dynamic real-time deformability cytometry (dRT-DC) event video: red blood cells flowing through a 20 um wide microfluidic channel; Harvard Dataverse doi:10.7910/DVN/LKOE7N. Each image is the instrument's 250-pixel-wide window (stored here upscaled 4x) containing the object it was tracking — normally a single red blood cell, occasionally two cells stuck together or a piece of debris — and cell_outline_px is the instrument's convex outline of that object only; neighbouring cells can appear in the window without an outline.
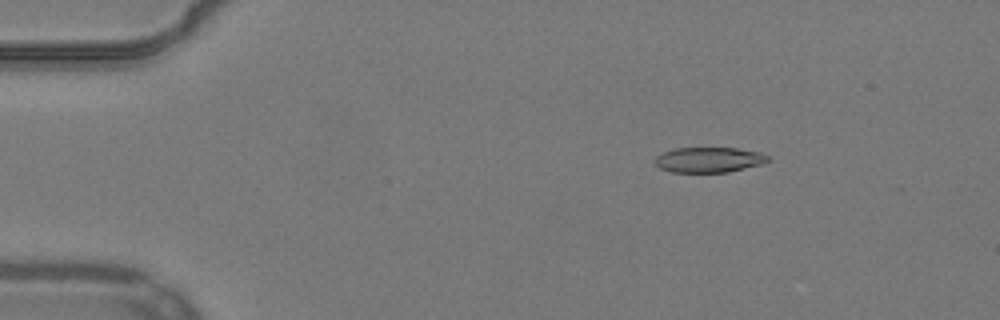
{"species": "common noctule bat (a hibernating species)", "species_latin": "Nyctalus noctula", "temperature_condition": "warm", "stored_images_in_passage": 54, "camera_frame_rate_fps": 3000, "um_per_image_px": 0.085, "animal": {"sex": "male", "body_mass_g": 19.2, "forearm_length_mm": 51.8}, "frame": {"image": 1, "passage_image": 9, "time_ms": 2.667, "image_size_px": [1000, 320], "cell_outline_px": [[772, 160], [760, 164], [728, 172], [672, 172], [660, 168], [656, 164], [656, 156], [664, 152], [676, 148], [736, 148], [760, 152], [768, 156]], "centroid_in_image_um": [60.28, 13.58], "position_along_channel_um": 24.7, "area_um2": 16.47}}
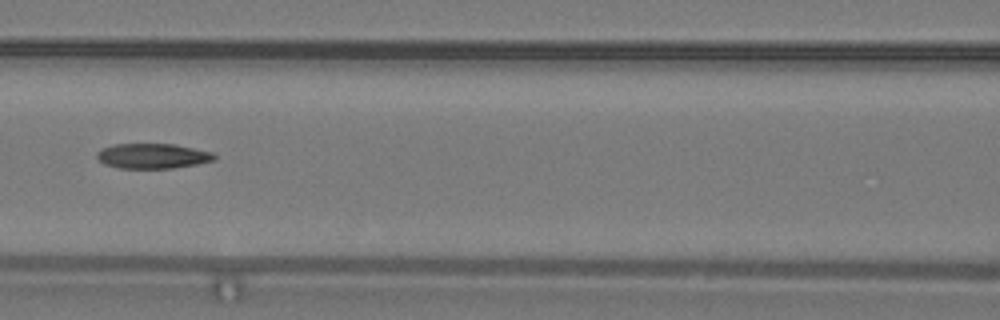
{"frame": {"image": 2, "passage_image": 25, "time_ms": 8.0, "image_size_px": [1000, 320], "cell_outline_px": [[216, 160], [196, 164], [172, 168], [120, 168], [104, 164], [96, 156], [96, 152], [100, 148], [112, 144], [176, 144], [212, 152], [216, 156]], "centroid_in_image_um": [12.95, 13.25], "position_along_channel_um": 153.6, "area_um2": 17.22}}
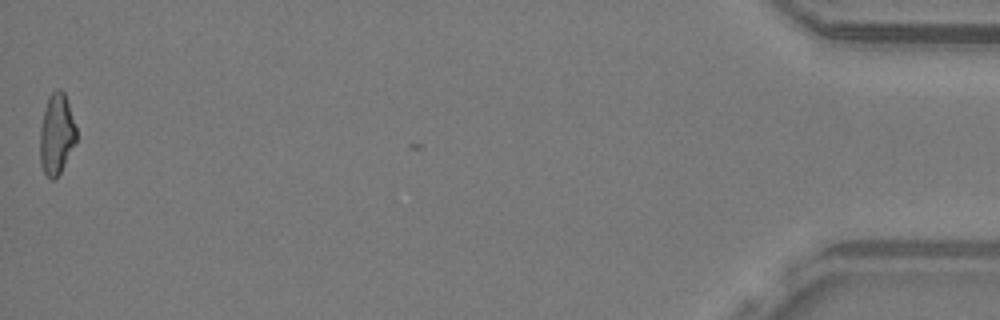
{"frame": {"image": 3, "passage_image": 54, "time_ms": 17.667, "image_size_px": [1000, 320], "cell_outline_px": [[76, 140], [60, 172], [52, 180], [44, 172], [40, 164], [40, 128], [44, 108], [48, 96], [56, 88], [60, 88], [64, 92], [76, 128]], "centroid_in_image_um": [4.78, 11.36], "position_along_channel_um": 430.4, "area_um2": 16.88}, "authors_computed_cell_mechanics": {"area_um2": 17.6001, "velocity_mm_per_s": 3.885, "shape_relaxation_time_tau1_ms": null, "shape_relaxation_time_tau2_ms": 9.8011, "deformation_change_tau1": null, "deformation_change_tau2": 0.2389}}